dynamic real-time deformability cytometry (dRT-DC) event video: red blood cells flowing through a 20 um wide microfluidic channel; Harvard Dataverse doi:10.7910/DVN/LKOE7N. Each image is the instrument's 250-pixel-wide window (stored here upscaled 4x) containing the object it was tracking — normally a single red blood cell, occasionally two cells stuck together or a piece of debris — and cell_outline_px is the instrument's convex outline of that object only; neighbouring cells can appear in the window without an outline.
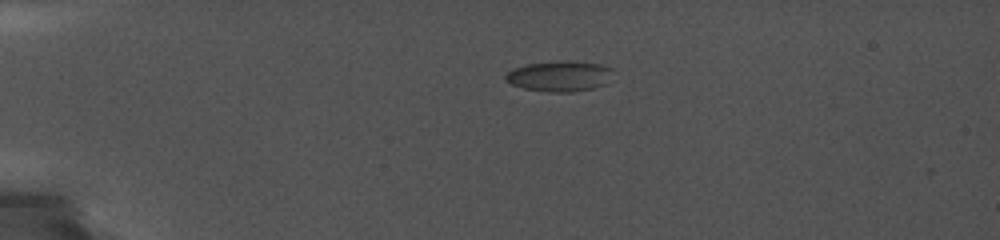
{"species": "common noctule bat (a hibernating species)", "species_latin": "Nyctalus noctula", "temperature_condition": "cold", "stored_images_in_passage": 11, "camera_frame_rate_fps": 5000, "um_per_image_px": 0.085, "animal": {"sex": "female", "body_mass_g": 19.0, "forearm_length_mm": 56.7}, "frame": {"image": 1, "passage_image": 1, "time_ms": 0.0, "image_size_px": [1000, 240], "cell_outline_px": [[612, 68], [608, 84], [592, 88], [572, 92], [548, 92], [524, 88], [512, 84], [504, 80], [504, 76], [512, 68], [528, 64], [564, 60], [568, 60], [600, 64]], "centroid_in_image_um": [47.56, 6.47], "position_along_channel_um": 37.4, "area_um2": 19.19}}